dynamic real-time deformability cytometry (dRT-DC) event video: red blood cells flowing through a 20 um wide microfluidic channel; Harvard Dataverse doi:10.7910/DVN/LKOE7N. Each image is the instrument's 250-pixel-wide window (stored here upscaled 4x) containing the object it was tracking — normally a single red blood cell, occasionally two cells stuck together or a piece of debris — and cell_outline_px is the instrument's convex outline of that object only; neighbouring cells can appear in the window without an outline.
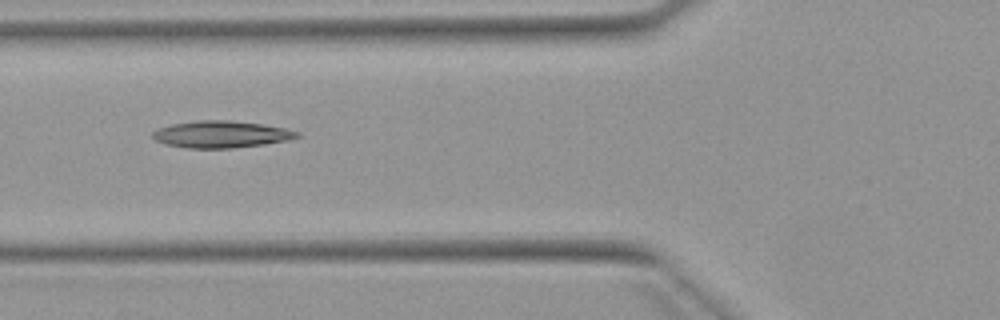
{"species": "Egyptian fruit bat (a non-hibernating species)", "species_latin": "Rousettus aegyptiacus", "temperature_condition": "warm", "stored_images_in_passage": 6, "camera_frame_rate_fps": 3000, "um_per_image_px": 0.085, "animal": {"sex": "female"}, "frame": {"image": 1, "passage_image": 3, "time_ms": 2.667, "image_size_px": [1000, 320], "cell_outline_px": [[300, 136], [288, 140], [264, 144], [232, 148], [188, 148], [164, 144], [156, 140], [152, 136], [152, 132], [156, 128], [172, 124], [196, 120], [228, 120], [260, 124], [284, 128], [300, 132]], "centroid_in_image_um": [18.76, 11.41], "position_along_channel_um": 107.0, "area_um2": 22.6}}
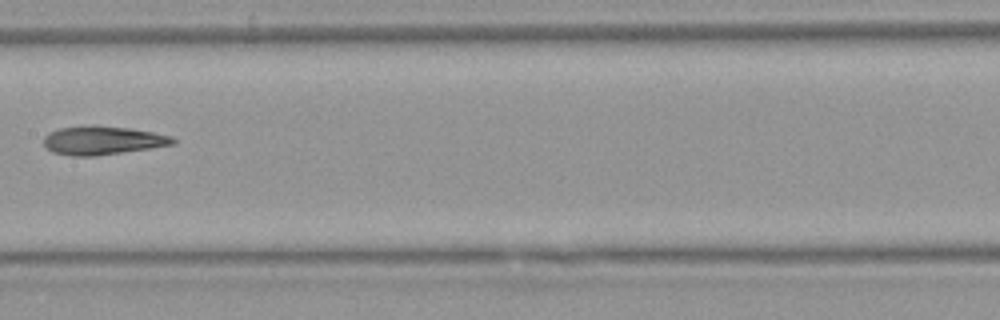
{"frame": {"image": 2, "passage_image": 5, "time_ms": 5.0, "image_size_px": [1000, 320], "cell_outline_px": [[176, 144], [152, 148], [96, 156], [72, 156], [52, 152], [44, 148], [44, 136], [48, 132], [60, 128], [92, 124], [128, 128], [152, 132], [172, 136], [176, 140]], "centroid_in_image_um": [8.7, 11.93], "position_along_channel_um": 198.7, "area_um2": 21.85}}
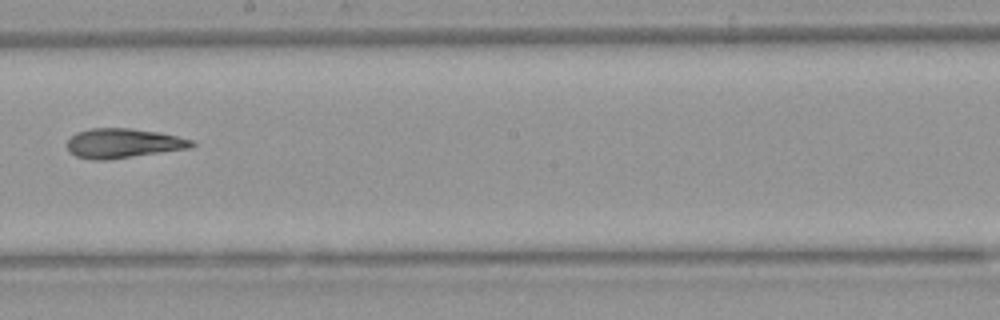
{"frame": {"image": 3, "passage_image": 6, "time_ms": 6.0, "image_size_px": [1000, 320], "cell_outline_px": [[196, 144], [192, 148], [108, 160], [92, 160], [76, 156], [68, 152], [68, 140], [76, 132], [92, 128], [128, 128], [156, 132], [176, 136], [192, 140]], "centroid_in_image_um": [10.46, 12.19], "position_along_channel_um": 237.7, "area_um2": 21.44}}